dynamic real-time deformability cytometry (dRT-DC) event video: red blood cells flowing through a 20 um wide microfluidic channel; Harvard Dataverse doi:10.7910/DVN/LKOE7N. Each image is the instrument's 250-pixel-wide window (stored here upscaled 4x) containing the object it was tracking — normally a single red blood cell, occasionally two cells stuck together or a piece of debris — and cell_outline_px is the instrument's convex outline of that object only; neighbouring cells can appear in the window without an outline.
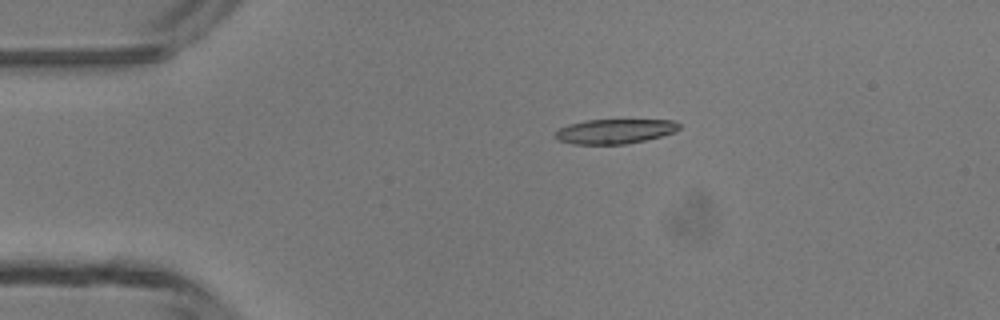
{"species": "common noctule bat (a hibernating species)", "species_latin": "Nyctalus noctula", "temperature_condition": "room temperature", "stored_images_in_passage": 2, "camera_frame_rate_fps": 3000, "um_per_image_px": 0.085, "animal": {"sex": "male", "body_mass_g": 13.3}, "frame": {"image": 1, "passage_image": 1, "time_ms": 0.0, "image_size_px": [1000, 320], "cell_outline_px": [[680, 128], [676, 132], [644, 140], [624, 144], [572, 144], [556, 140], [552, 136], [560, 128], [568, 124], [588, 120], [676, 120], [680, 124]], "centroid_in_image_um": [52.24, 11.16], "position_along_channel_um": 32.8, "area_um2": 17.86}}